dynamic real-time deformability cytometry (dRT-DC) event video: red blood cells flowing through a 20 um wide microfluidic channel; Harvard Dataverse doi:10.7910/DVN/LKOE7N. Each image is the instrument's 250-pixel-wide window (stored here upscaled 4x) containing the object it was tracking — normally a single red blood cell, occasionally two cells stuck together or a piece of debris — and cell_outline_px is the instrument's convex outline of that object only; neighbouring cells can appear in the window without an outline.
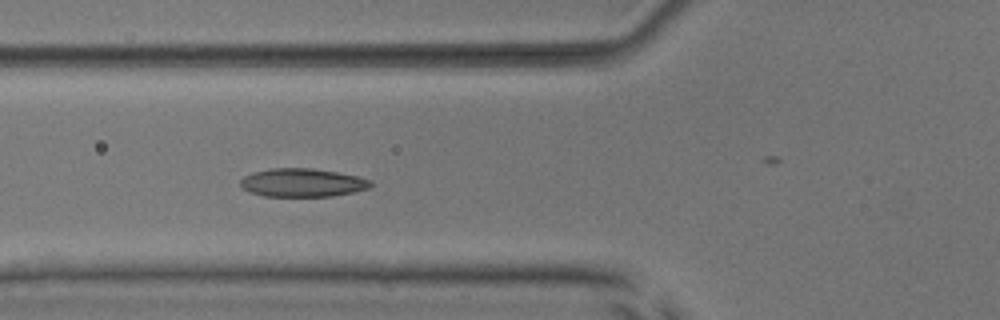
{"species": "common noctule bat (a hibernating species)", "species_latin": "Nyctalus noctula", "temperature_condition": "room temperature", "stored_images_in_passage": 6, "camera_frame_rate_fps": 3000, "um_per_image_px": 0.085, "animal": {"sex": "male", "body_mass_g": 17.9, "forearm_length_mm": 54.2}, "frame": {"image": 1, "passage_image": 6, "time_ms": 1.667, "image_size_px": [1000, 320], "cell_outline_px": [[372, 184], [368, 188], [352, 192], [332, 196], [264, 196], [248, 192], [240, 184], [240, 180], [244, 176], [252, 172], [272, 168], [312, 168], [336, 172], [356, 176], [372, 180]], "centroid_in_image_um": [25.67, 15.52], "position_along_channel_um": 100.1, "area_um2": 21.44}}